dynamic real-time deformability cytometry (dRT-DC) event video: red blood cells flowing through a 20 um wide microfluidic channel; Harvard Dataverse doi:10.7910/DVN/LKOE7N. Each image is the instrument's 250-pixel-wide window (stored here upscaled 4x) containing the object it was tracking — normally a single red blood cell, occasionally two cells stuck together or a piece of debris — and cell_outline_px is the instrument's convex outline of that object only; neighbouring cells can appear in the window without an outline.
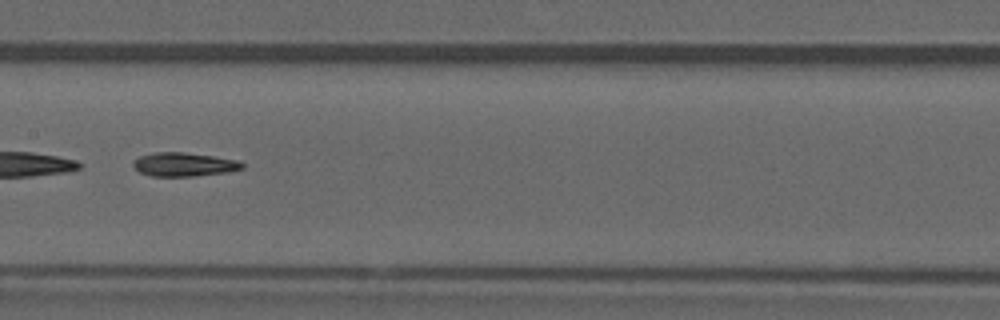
{"species": "common noctule bat (a hibernating species)", "species_latin": "Nyctalus noctula", "temperature_condition": "warm", "stored_images_in_passage": 35, "camera_frame_rate_fps": 3000, "um_per_image_px": 0.085, "animal": {"sex": "male", "forearm_length_mm": 52.5}, "frame": {"image": 1, "passage_image": 11, "time_ms": 3.333, "image_size_px": [1000, 320], "cell_outline_px": [[244, 168], [228, 172], [192, 176], [152, 176], [140, 172], [132, 168], [132, 164], [140, 156], [156, 152], [184, 152], [240, 160], [244, 164]], "centroid_in_image_um": [15.65, 13.98], "position_along_channel_um": 191.7, "area_um2": 15.09}, "authors_computed_cell_mechanics": {"area_um2": 15.2592, "velocity_mm_per_s": 4.0133, "shape_relaxation_time_tau1_ms": null, "shape_relaxation_time_tau2_ms": 6.2142, "deformation_change_tau1": null, "deformation_change_tau2": 0.1711}}